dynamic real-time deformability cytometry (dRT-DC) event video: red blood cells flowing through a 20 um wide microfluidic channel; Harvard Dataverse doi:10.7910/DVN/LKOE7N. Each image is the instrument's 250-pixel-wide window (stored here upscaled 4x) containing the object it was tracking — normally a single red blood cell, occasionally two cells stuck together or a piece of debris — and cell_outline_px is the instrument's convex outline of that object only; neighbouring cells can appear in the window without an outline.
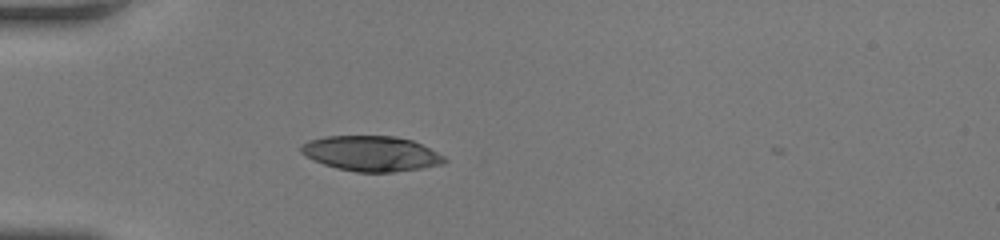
{"species": "human", "species_latin": "Homo sapiens", "temperature_condition": "room temperature", "stored_images_in_passage": 35, "camera_frame_rate_fps": 3000, "um_per_image_px": 0.085, "donor": {"sex": "female"}, "frame": {"image": 1, "passage_image": 1, "time_ms": 0.0, "image_size_px": [1000, 240], "cell_outline_px": [[448, 160], [444, 164], [420, 168], [392, 172], [356, 172], [336, 168], [324, 164], [300, 152], [300, 144], [308, 140], [324, 136], [396, 136], [412, 140], [444, 156]], "centroid_in_image_um": [31.54, 13.04], "position_along_channel_um": 53.5, "area_um2": 29.3}}
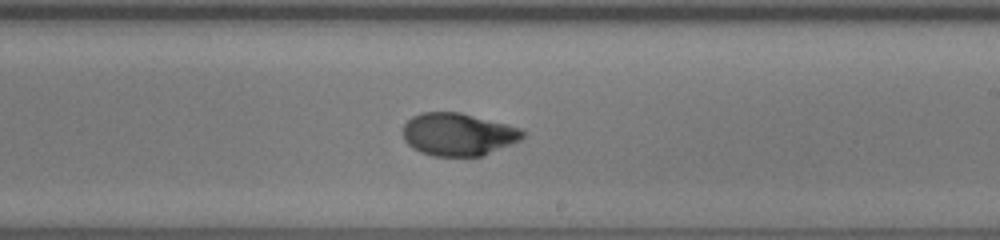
{"frame": {"image": 2, "passage_image": 16, "time_ms": 5.0, "image_size_px": [1000, 240], "cell_outline_px": [[524, 136], [520, 140], [484, 156], [432, 156], [420, 152], [412, 148], [404, 140], [404, 124], [412, 116], [420, 112], [460, 112], [520, 128], [524, 132]], "centroid_in_image_um": [38.92, 11.43], "position_along_channel_um": 250.1, "area_um2": 29.77}}
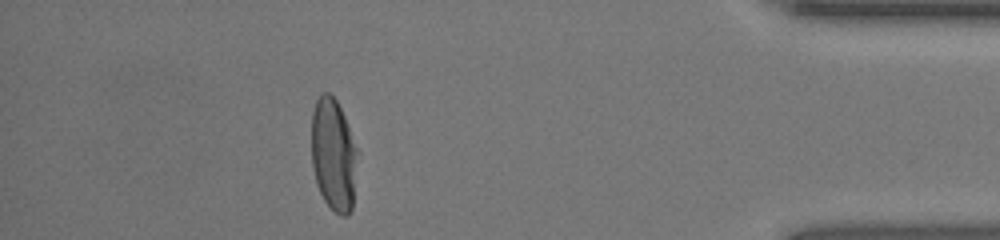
{"frame": {"image": 3, "passage_image": 30, "time_ms": 9.667, "image_size_px": [1000, 240], "cell_outline_px": [[356, 152], [352, 208], [348, 216], [340, 216], [324, 200], [316, 184], [312, 164], [312, 112], [316, 100], [320, 92], [328, 92], [336, 100], [344, 116], [356, 148]], "centroid_in_image_um": [28.31, 13.13], "position_along_channel_um": 406.9, "area_um2": 29.59}, "authors_computed_cell_mechanics": {"area_um2": 30.2294, "velocity_mm_per_s": 4.2678, "shape_relaxation_time_tau1_ms": 4.9476, "shape_relaxation_time_tau2_ms": 0.6871, "deformation_change_tau1": 0.2486, "deformation_change_tau2": 0.0436}}